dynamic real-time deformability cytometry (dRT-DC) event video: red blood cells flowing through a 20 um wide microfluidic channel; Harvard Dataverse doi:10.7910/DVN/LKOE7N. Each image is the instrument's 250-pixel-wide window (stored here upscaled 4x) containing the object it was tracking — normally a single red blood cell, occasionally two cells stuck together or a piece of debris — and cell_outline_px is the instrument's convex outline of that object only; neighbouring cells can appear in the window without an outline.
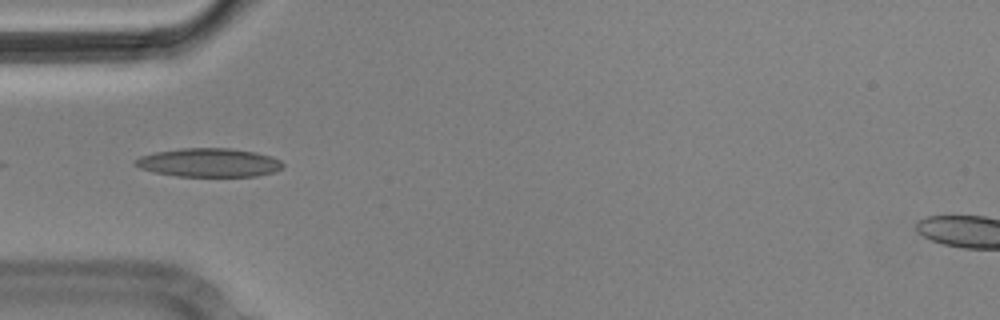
{"species": "Egyptian fruit bat (a non-hibernating species)", "species_latin": "Rousettus aegyptiacus", "temperature_condition": "cold", "stored_images_in_passage": 12, "camera_frame_rate_fps": 3000, "um_per_image_px": 0.085, "animal": {"sex": "male"}, "frame": {"image": 1, "passage_image": 3, "time_ms": 0.667, "image_size_px": [1000, 320], "cell_outline_px": [[284, 168], [272, 172], [256, 176], [176, 176], [156, 172], [140, 168], [132, 164], [132, 160], [140, 156], [156, 152], [180, 148], [228, 148], [256, 152], [272, 156], [280, 160], [284, 164]], "centroid_in_image_um": [17.75, 13.81], "position_along_channel_um": 67.2, "area_um2": 24.74}}
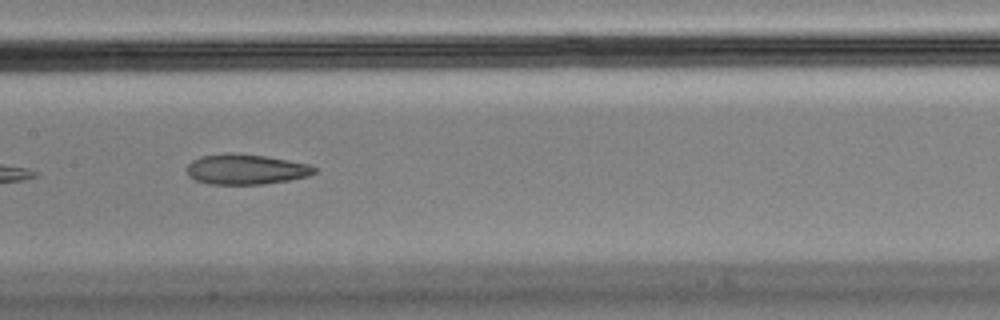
{"frame": {"image": 2, "passage_image": 6, "time_ms": 1.667, "image_size_px": [1000, 320], "cell_outline_px": [[316, 172], [308, 176], [288, 180], [264, 184], [208, 184], [196, 180], [188, 176], [188, 164], [192, 160], [200, 156], [224, 152], [236, 152], [264, 156], [288, 160], [308, 164], [316, 168]], "centroid_in_image_um": [20.87, 14.38], "position_along_channel_um": 186.5, "area_um2": 22.6}}
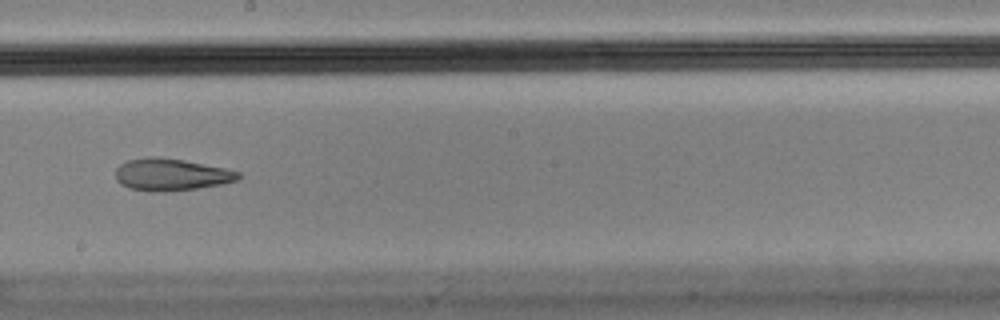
{"frame": {"image": 3, "passage_image": 7, "time_ms": 2.0, "image_size_px": [1000, 320], "cell_outline_px": [[240, 180], [220, 184], [196, 188], [164, 192], [152, 192], [128, 188], [120, 184], [116, 180], [116, 168], [120, 164], [128, 160], [148, 156], [156, 156], [184, 160], [224, 168], [240, 172]], "centroid_in_image_um": [14.51, 14.84], "position_along_channel_um": 233.7, "area_um2": 23.06}}